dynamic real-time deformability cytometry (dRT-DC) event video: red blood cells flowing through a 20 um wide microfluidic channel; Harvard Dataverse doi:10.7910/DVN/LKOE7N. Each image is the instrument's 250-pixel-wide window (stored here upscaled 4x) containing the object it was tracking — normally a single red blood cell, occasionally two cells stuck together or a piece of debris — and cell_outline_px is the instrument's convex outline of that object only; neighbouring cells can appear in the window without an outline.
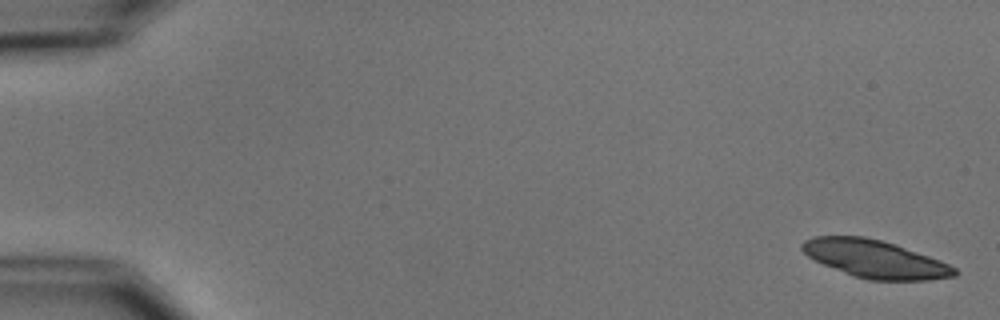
{"species": "common noctule bat (a hibernating species)", "species_latin": "Nyctalus noctula", "temperature_condition": "cold", "stored_images_in_passage": 6, "camera_frame_rate_fps": 3000, "um_per_image_px": 0.085, "animal": {"sex": "male", "body_mass_g": 15.6}, "frame": {"image": 1, "passage_image": 1, "time_ms": 0.0, "image_size_px": [1000, 320], "cell_outline_px": [[960, 272], [956, 276], [928, 280], [868, 280], [844, 272], [824, 264], [808, 256], [800, 248], [800, 244], [804, 240], [812, 236], [864, 236], [896, 244], [940, 260], [956, 268]], "centroid_in_image_um": [74.39, 22.0], "position_along_channel_um": 10.6, "area_um2": 33.41}}